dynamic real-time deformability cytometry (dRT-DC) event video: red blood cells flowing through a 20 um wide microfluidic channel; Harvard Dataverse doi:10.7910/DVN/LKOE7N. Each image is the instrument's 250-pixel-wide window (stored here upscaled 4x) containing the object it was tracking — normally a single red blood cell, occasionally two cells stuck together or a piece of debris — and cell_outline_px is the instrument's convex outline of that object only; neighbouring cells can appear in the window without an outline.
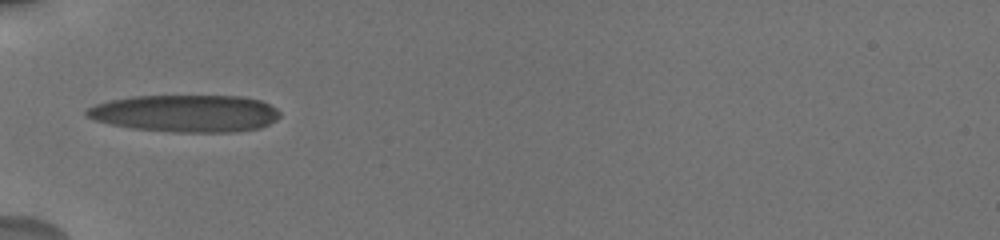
{"species": "human", "species_latin": "Homo sapiens", "temperature_condition": "cold", "stored_images_in_passage": 62, "camera_frame_rate_fps": 3000, "um_per_image_px": 0.085, "donor": {"sex": "male"}, "frame": {"image": 1, "passage_image": 1, "time_ms": 0.0, "image_size_px": [1000, 240], "cell_outline_px": [[280, 116], [276, 120], [260, 128], [232, 132], [172, 132], [132, 128], [92, 120], [84, 112], [88, 108], [96, 104], [112, 100], [132, 96], [244, 96], [260, 100], [276, 108], [280, 112]], "centroid_in_image_um": [15.79, 9.64], "position_along_channel_um": 69.2, "area_um2": 41.91}}
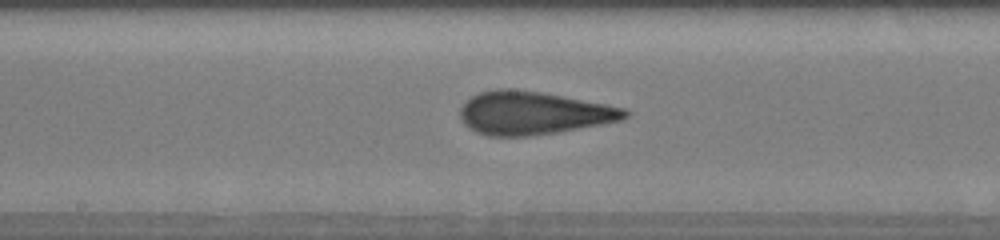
{"frame": {"image": 2, "passage_image": 22, "time_ms": 3.667, "image_size_px": [1000, 240], "cell_outline_px": [[628, 116], [620, 120], [600, 124], [556, 132], [528, 136], [488, 136], [476, 132], [468, 128], [460, 120], [460, 108], [472, 96], [480, 92], [496, 88], [512, 88], [540, 92], [604, 104], [624, 108], [628, 112]], "centroid_in_image_um": [45.25, 9.61], "position_along_channel_um": 203.0, "area_um2": 40.98}}
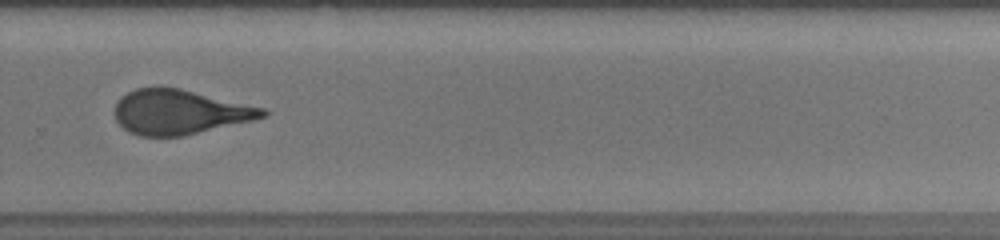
{"frame": {"image": 3, "passage_image": 41, "time_ms": 6.667, "image_size_px": [1000, 240], "cell_outline_px": [[268, 116], [252, 120], [180, 136], [140, 136], [128, 132], [116, 120], [116, 104], [128, 92], [136, 88], [180, 88], [264, 108], [268, 112]], "centroid_in_image_um": [15.27, 9.53], "position_along_channel_um": 314.5, "area_um2": 37.74}, "authors_computed_cell_mechanics": {"area_um2": 40.0843, "velocity_mm_per_s": 3.741, "shape_relaxation_time_tau1_ms": 4.4975, "shape_relaxation_time_tau2_ms": 1.1955, "deformation_change_tau1": 0.1765, "deformation_change_tau2": 0.0977}}